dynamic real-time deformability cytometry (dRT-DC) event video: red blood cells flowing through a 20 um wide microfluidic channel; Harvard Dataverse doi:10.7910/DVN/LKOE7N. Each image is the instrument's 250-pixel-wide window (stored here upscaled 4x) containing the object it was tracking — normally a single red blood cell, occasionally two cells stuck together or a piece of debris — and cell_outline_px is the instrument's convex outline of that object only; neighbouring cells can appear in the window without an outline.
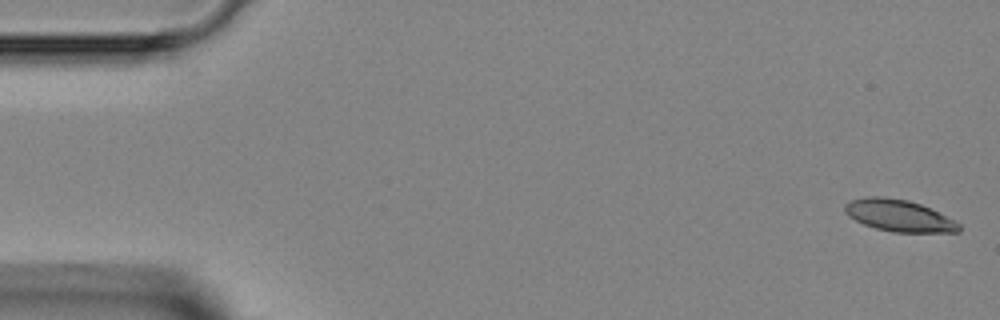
{"species": "Egyptian fruit bat (a non-hibernating species)", "species_latin": "Rousettus aegyptiacus", "temperature_condition": "room temperature", "stored_images_in_passage": 26, "camera_frame_rate_fps": 3000, "um_per_image_px": 0.085, "animal": {"sex": "female"}, "frame": {"image": 1, "passage_image": 1, "time_ms": 0.0, "image_size_px": [1000, 320], "cell_outline_px": [[960, 232], [892, 232], [876, 228], [864, 224], [848, 216], [844, 212], [844, 204], [852, 200], [868, 196], [884, 196], [908, 200], [920, 204], [960, 224]], "centroid_in_image_um": [76.35, 18.32], "position_along_channel_um": 8.6, "area_um2": 20.87}}
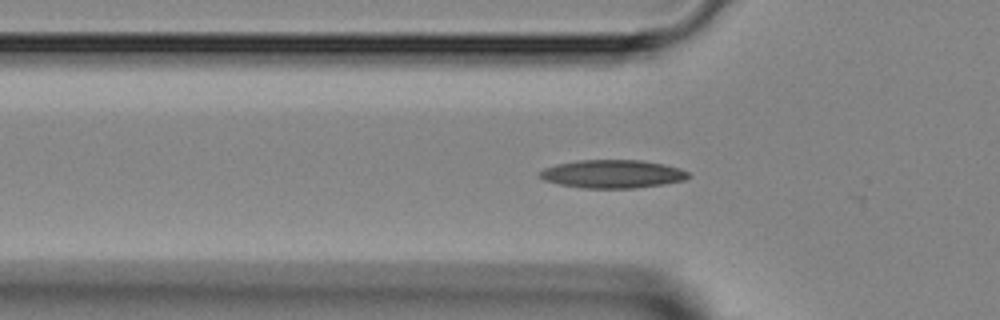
{"frame": {"image": 2, "passage_image": 15, "time_ms": 4.667, "image_size_px": [1000, 320], "cell_outline_px": [[692, 176], [684, 180], [664, 184], [632, 188], [584, 188], [560, 184], [544, 180], [536, 176], [536, 172], [544, 168], [556, 164], [580, 160], [640, 160], [664, 164], [680, 168], [688, 172]], "centroid_in_image_um": [52.04, 14.78], "position_along_channel_um": 73.8, "area_um2": 24.57}}
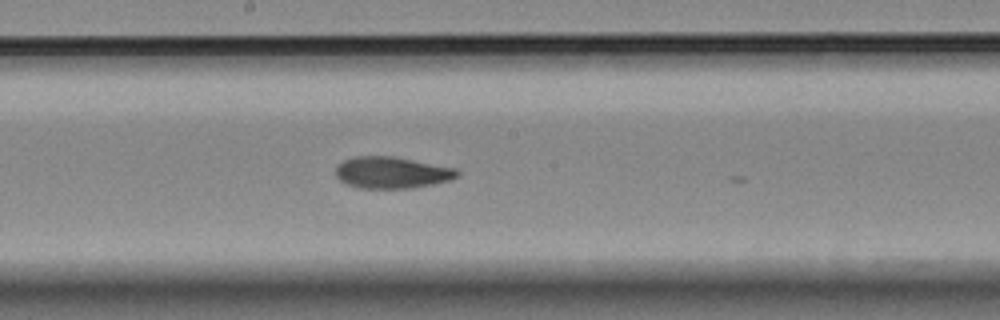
{"frame": {"image": 3, "passage_image": 25, "time_ms": 8.0, "image_size_px": [1000, 320], "cell_outline_px": [[460, 172], [456, 176], [448, 180], [432, 184], [412, 188], [360, 188], [348, 184], [340, 180], [336, 176], [336, 164], [352, 156], [392, 156], [456, 168]], "centroid_in_image_um": [33.26, 14.66], "position_along_channel_um": 214.9, "area_um2": 22.25}}